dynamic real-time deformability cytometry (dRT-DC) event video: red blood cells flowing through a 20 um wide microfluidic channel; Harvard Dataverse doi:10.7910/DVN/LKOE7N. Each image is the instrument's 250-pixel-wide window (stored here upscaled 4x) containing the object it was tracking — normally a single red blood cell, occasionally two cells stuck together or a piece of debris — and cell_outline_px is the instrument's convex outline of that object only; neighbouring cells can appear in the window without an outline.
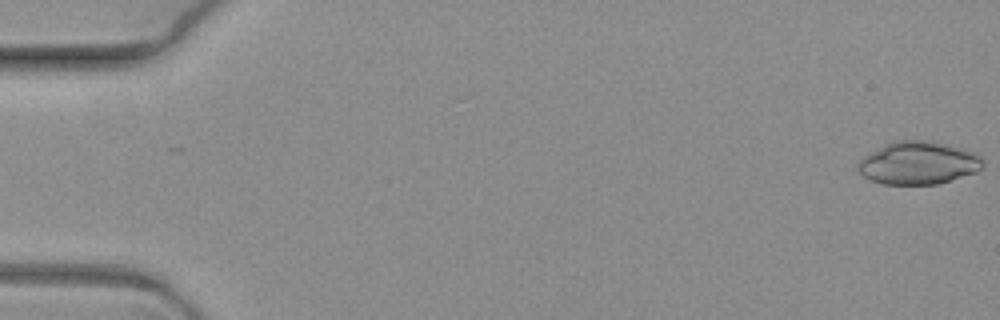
{"species": "common noctule bat (a hibernating species)", "species_latin": "Nyctalus noctula", "temperature_condition": "warm", "stored_images_in_passage": 7, "camera_frame_rate_fps": 3000, "um_per_image_px": 0.085, "animal": {"sex": "female", "body_mass_g": 19.3, "forearm_length_mm": 54.1}, "frame": {"image": 1, "passage_image": 1, "time_ms": 0.0, "image_size_px": [1000, 320], "cell_outline_px": [[984, 168], [976, 172], [936, 184], [884, 184], [872, 180], [864, 176], [856, 168], [856, 164], [864, 156], [884, 144], [892, 140], [932, 140], [964, 148], [980, 156], [984, 160]], "centroid_in_image_um": [78.07, 13.83], "position_along_channel_um": 6.9, "area_um2": 31.39}}